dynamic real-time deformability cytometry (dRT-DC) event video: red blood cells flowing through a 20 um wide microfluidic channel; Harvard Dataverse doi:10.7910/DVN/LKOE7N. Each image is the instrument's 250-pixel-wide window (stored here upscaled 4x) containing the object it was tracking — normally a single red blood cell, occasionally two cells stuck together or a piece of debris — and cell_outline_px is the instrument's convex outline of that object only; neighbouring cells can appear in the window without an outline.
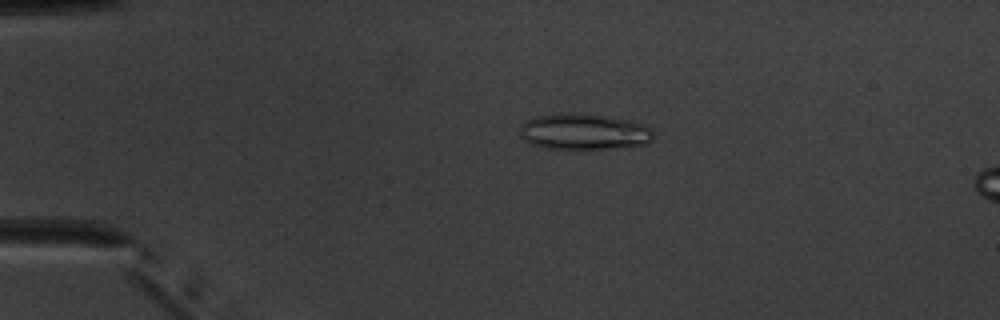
{"species": "common noctule bat (a hibernating species)", "species_latin": "Nyctalus noctula", "temperature_condition": "warm", "stored_images_in_passage": 7, "camera_frame_rate_fps": 3000, "um_per_image_px": 0.085, "animal": {"sex": "male", "body_mass_g": 20.1, "forearm_length_mm": 53.5}, "frame": {"image": 1, "passage_image": 2, "time_ms": 0.333, "image_size_px": [1000, 320], "cell_outline_px": [[656, 136], [648, 144], [608, 148], [548, 148], [528, 144], [520, 136], [520, 124], [536, 116], [604, 116], [644, 124]], "centroid_in_image_um": [49.64, 11.25], "position_along_channel_um": 35.4, "area_um2": 26.82}}